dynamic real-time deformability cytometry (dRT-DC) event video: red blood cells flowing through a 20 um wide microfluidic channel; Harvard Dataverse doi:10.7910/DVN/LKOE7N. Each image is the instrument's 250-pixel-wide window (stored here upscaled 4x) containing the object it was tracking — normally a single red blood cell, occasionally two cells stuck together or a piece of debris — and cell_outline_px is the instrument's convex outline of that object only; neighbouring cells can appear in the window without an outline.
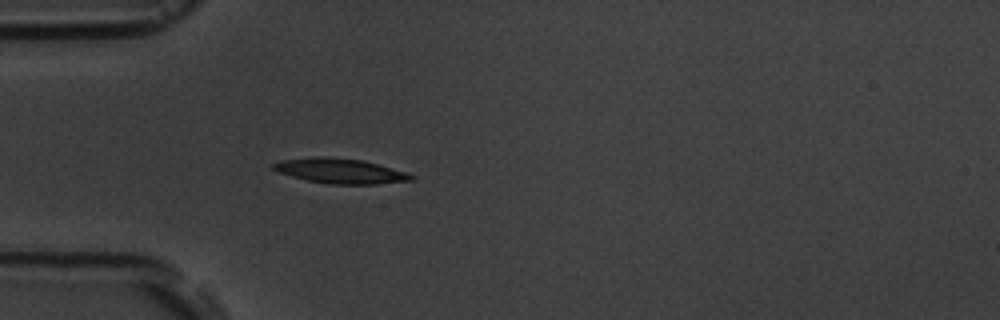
{"species": "common noctule bat (a hibernating species)", "species_latin": "Nyctalus noctula", "temperature_condition": "room temperature", "stored_images_in_passage": 4, "camera_frame_rate_fps": 3000, "um_per_image_px": 0.085, "animal": {"sex": "male", "body_mass_g": 19.5, "forearm_length_mm": 54.6}, "frame": {"image": 1, "passage_image": 4, "time_ms": 3.333, "image_size_px": [1000, 320], "cell_outline_px": [[416, 176], [412, 180], [376, 184], [328, 184], [308, 180], [292, 176], [280, 172], [272, 168], [272, 164], [280, 160], [312, 156], [324, 156], [360, 160], [376, 164], [404, 172]], "centroid_in_image_um": [28.87, 14.52], "position_along_channel_um": 56.1, "area_um2": 19.77}}